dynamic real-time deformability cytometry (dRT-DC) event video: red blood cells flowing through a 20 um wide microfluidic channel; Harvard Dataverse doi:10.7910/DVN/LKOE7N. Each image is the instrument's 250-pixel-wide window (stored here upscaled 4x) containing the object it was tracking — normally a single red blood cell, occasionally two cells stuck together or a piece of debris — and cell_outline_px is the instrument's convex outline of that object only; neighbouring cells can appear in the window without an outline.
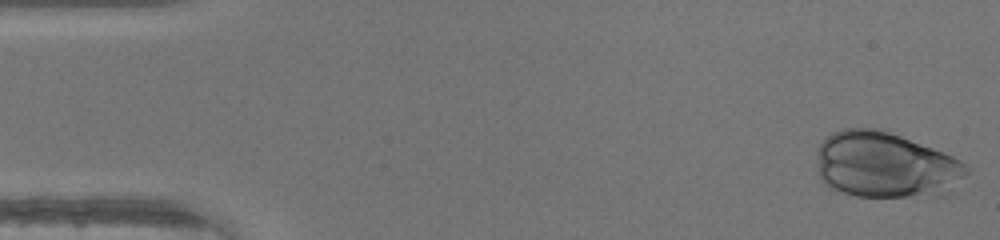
{"species": "human", "species_latin": "Homo sapiens", "temperature_condition": "warm", "stored_images_in_passage": 46, "camera_frame_rate_fps": 3000, "um_per_image_px": 0.085, "donor": {"sex": "male"}, "frame": {"image": 1, "passage_image": 1, "time_ms": 0.0, "image_size_px": [1000, 240], "cell_outline_px": [[968, 172], [948, 196], [856, 196], [832, 188], [824, 184], [820, 176], [820, 144], [832, 132], [844, 128], [876, 128], [900, 136], [932, 148], [952, 156], [960, 160], [968, 168]], "centroid_in_image_um": [75.34, 14.05], "position_along_channel_um": 9.7, "area_um2": 56.99}}
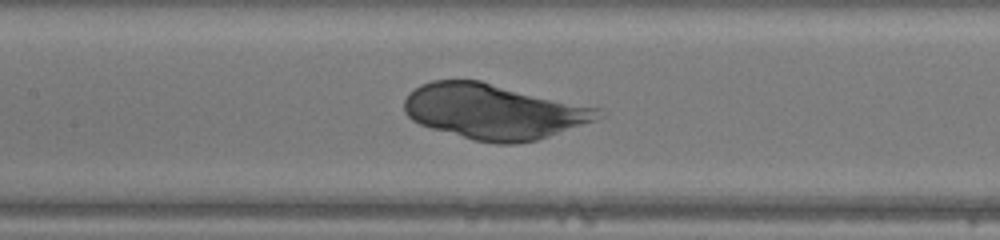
{"frame": {"image": 2, "passage_image": 21, "time_ms": 6.667, "image_size_px": [1000, 240], "cell_outline_px": [[604, 116], [596, 120], [536, 140], [516, 144], [496, 144], [472, 140], [432, 128], [420, 124], [412, 120], [404, 112], [404, 100], [408, 92], [420, 84], [432, 80], [480, 80], [600, 108]], "centroid_in_image_um": [41.94, 9.47], "position_along_channel_um": 165.5, "area_um2": 62.54}}
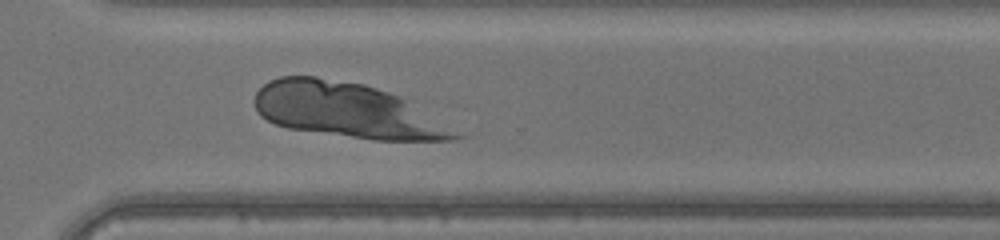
{"frame": {"image": 3, "passage_image": 33, "time_ms": 10.667, "image_size_px": [1000, 240], "cell_outline_px": [[468, 136], [456, 140], [372, 140], [288, 128], [276, 124], [260, 116], [256, 112], [252, 100], [256, 92], [268, 80], [280, 76], [316, 76], [364, 84], [400, 96]], "centroid_in_image_um": [29.49, 9.39], "position_along_channel_um": 341.1, "area_um2": 64.5}}